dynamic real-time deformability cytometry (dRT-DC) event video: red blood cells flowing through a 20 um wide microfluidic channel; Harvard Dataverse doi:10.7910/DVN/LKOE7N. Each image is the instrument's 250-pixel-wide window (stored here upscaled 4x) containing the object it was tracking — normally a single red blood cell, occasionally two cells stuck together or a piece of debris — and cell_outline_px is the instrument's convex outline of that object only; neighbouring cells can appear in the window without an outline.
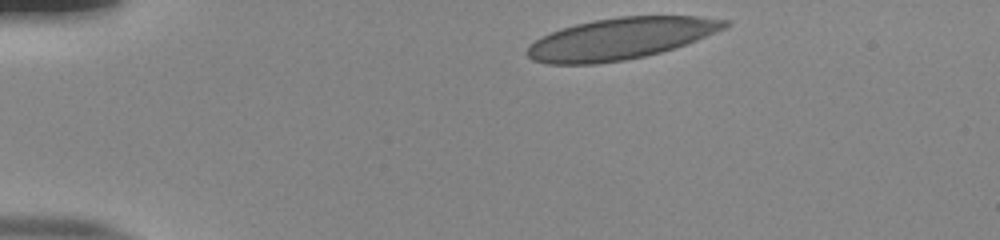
{"species": "human", "species_latin": "Homo sapiens", "temperature_condition": "room temperature", "stored_images_in_passage": 36, "camera_frame_rate_fps": 3000, "um_per_image_px": 0.085, "donor": {"sex": "male"}, "frame": {"image": 1, "passage_image": 1, "time_ms": 0.0, "image_size_px": [1000, 240], "cell_outline_px": [[732, 24], [724, 28], [696, 40], [660, 52], [644, 56], [624, 60], [596, 64], [552, 64], [532, 60], [528, 56], [528, 48], [536, 40], [552, 32], [576, 24], [596, 20], [620, 16], [696, 16], [728, 20]], "centroid_in_image_um": [52.77, 3.28], "position_along_channel_um": 32.2, "area_um2": 47.05}}
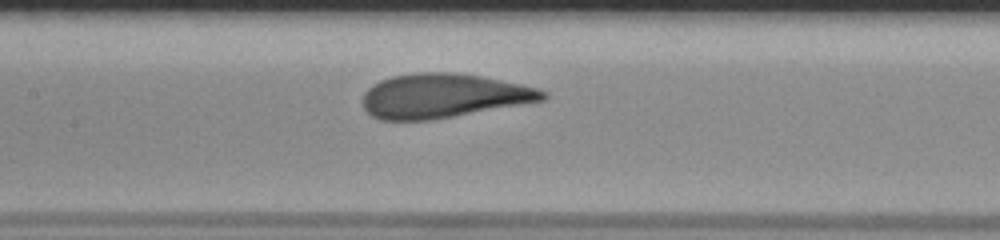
{"frame": {"image": 2, "passage_image": 17, "time_ms": 5.333, "image_size_px": [1000, 240], "cell_outline_px": [[548, 96], [544, 100], [432, 120], [380, 120], [372, 116], [364, 108], [364, 92], [368, 88], [380, 80], [392, 76], [416, 72], [452, 72], [480, 76], [520, 84], [536, 88], [548, 92]], "centroid_in_image_um": [37.67, 8.14], "position_along_channel_um": 169.7, "area_um2": 46.18}}
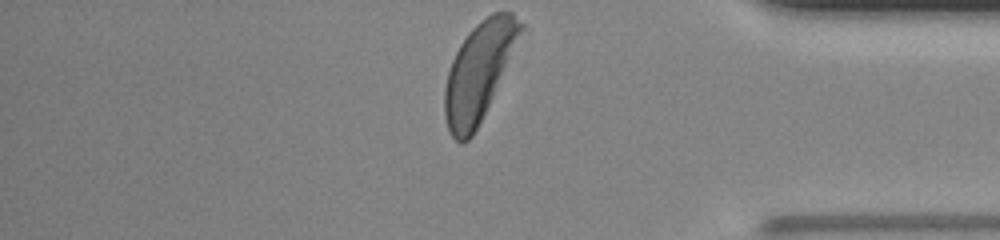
{"frame": {"image": 3, "passage_image": 36, "time_ms": 11.667, "image_size_px": [1000, 240], "cell_outline_px": [[524, 28], [488, 104], [472, 136], [464, 144], [460, 144], [452, 136], [448, 128], [444, 116], [444, 88], [448, 72], [452, 60], [460, 44], [472, 28], [480, 20], [492, 12], [512, 12], [524, 24]], "centroid_in_image_um": [40.67, 6.07], "position_along_channel_um": 394.5, "area_um2": 42.31}, "authors_computed_cell_mechanics": {"area_um2": 46.6157, "velocity_mm_per_s": 3.8318, "shape_relaxation_time_tau1_ms": 2.5301, "shape_relaxation_time_tau2_ms": 0.7131, "deformation_change_tau1": 0.153, "deformation_change_tau2": 0.0848}}